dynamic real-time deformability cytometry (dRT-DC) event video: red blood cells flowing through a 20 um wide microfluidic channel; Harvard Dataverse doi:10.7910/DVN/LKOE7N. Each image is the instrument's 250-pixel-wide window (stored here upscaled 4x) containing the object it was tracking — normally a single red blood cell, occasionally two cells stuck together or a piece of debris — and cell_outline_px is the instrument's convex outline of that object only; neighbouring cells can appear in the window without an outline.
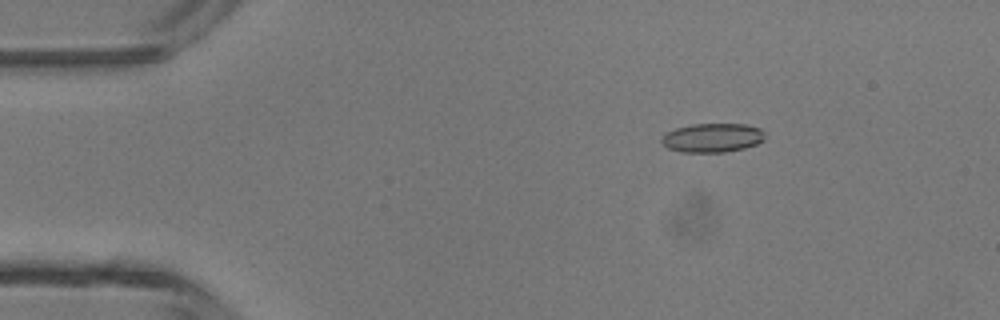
{"species": "common noctule bat (a hibernating species)", "species_latin": "Nyctalus noctula", "temperature_condition": "room temperature", "stored_images_in_passage": 48, "camera_frame_rate_fps": 3000, "um_per_image_px": 0.085, "animal": {"sex": "male", "body_mass_g": 13.3}, "frame": {"image": 1, "passage_image": 8, "time_ms": 2.333, "image_size_px": [1000, 320], "cell_outline_px": [[764, 140], [756, 144], [744, 148], [724, 152], [680, 152], [668, 148], [660, 140], [668, 132], [676, 128], [692, 124], [744, 124], [760, 128], [764, 132]], "centroid_in_image_um": [60.57, 11.71], "position_along_channel_um": 24.4, "area_um2": 17.34}}
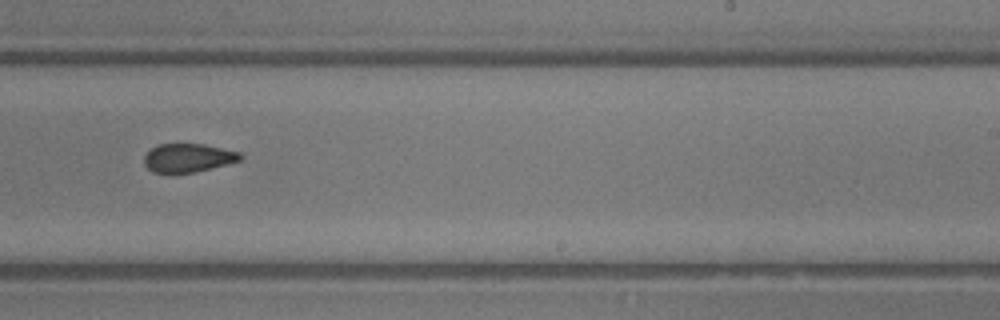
{"frame": {"image": 2, "passage_image": 30, "time_ms": 9.667, "image_size_px": [1000, 320], "cell_outline_px": [[244, 156], [240, 160], [228, 164], [196, 172], [152, 172], [144, 164], [144, 156], [152, 148], [160, 144], [204, 144], [240, 152]], "centroid_in_image_um": [16.02, 13.41], "position_along_channel_um": 273.0, "area_um2": 15.9}}
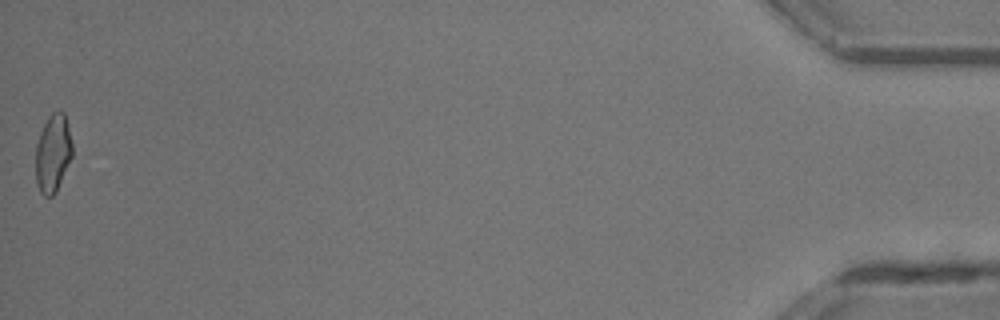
{"frame": {"image": 3, "passage_image": 48, "time_ms": 15.667, "image_size_px": [1000, 320], "cell_outline_px": [[72, 156], [56, 192], [52, 196], [44, 196], [40, 192], [36, 184], [36, 144], [40, 132], [48, 116], [52, 112], [64, 112], [72, 144]], "centroid_in_image_um": [4.48, 13.05], "position_along_channel_um": 430.7, "area_um2": 16.53}, "authors_computed_cell_mechanics": {"area_um2": 17.0221, "velocity_mm_per_s": 4.3491, "shape_relaxation_time_tau1_ms": 6.4962, "shape_relaxation_time_tau2_ms": 2.4924, "deformation_change_tau1": 0.1571, "deformation_change_tau2": 0.0988}}